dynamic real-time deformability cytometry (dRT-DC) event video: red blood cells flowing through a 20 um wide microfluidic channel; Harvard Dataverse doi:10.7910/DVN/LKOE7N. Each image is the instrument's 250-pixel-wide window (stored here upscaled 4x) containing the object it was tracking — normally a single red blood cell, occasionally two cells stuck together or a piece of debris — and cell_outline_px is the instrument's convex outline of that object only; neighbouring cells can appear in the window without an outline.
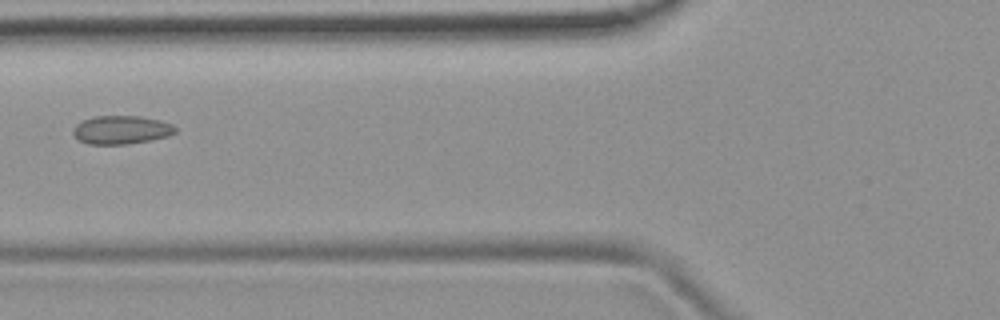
{"species": "common noctule bat (a hibernating species)", "species_latin": "Nyctalus noctula", "temperature_condition": "room temperature", "stored_images_in_passage": 6, "camera_frame_rate_fps": 3000, "um_per_image_px": 0.085, "animal": {"sex": "female", "body_mass_g": 19.9}, "frame": {"image": 1, "passage_image": 5, "time_ms": 5.667, "image_size_px": [1000, 320], "cell_outline_px": [[176, 132], [168, 136], [148, 140], [124, 144], [88, 144], [80, 140], [72, 132], [72, 128], [76, 124], [92, 116], [140, 116], [160, 120], [172, 124], [176, 128]], "centroid_in_image_um": [10.3, 11.02], "position_along_channel_um": 115.5, "area_um2": 16.82}}
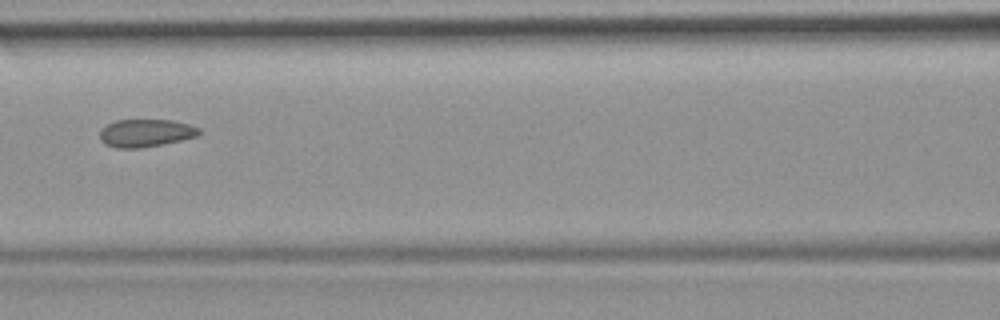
{"frame": {"image": 2, "passage_image": 6, "time_ms": 6.667, "image_size_px": [1000, 320], "cell_outline_px": [[200, 132], [196, 136], [180, 140], [140, 148], [116, 148], [104, 144], [100, 140], [100, 132], [108, 124], [116, 120], [172, 120], [188, 124], [200, 128]], "centroid_in_image_um": [12.36, 11.31], "position_along_channel_um": 154.2, "area_um2": 15.84}}